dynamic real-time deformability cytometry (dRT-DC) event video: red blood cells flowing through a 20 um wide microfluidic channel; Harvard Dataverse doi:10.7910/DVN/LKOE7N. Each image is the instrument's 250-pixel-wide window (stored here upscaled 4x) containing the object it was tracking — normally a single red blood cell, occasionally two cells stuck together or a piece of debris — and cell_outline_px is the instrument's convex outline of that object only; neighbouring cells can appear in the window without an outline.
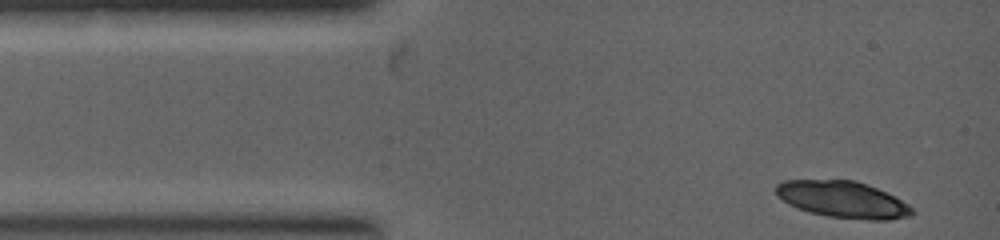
{"species": "common noctule bat (a hibernating species)", "species_latin": "Nyctalus noctula", "temperature_condition": "warm", "stored_images_in_passage": 2, "camera_frame_rate_fps": 5000, "um_per_image_px": 0.085, "animal": {"sex": "female", "body_mass_g": 19.0, "forearm_length_mm": 53.3}, "frame": {"image": 1, "passage_image": 1, "time_ms": 0.0, "image_size_px": [1000, 240], "cell_outline_px": [[916, 212], [912, 216], [888, 220], [868, 220], [828, 216], [808, 212], [788, 204], [776, 196], [776, 184], [784, 180], [856, 180], [896, 196], [908, 204]], "centroid_in_image_um": [71.65, 16.96], "position_along_channel_um": 13.3, "area_um2": 29.25}}